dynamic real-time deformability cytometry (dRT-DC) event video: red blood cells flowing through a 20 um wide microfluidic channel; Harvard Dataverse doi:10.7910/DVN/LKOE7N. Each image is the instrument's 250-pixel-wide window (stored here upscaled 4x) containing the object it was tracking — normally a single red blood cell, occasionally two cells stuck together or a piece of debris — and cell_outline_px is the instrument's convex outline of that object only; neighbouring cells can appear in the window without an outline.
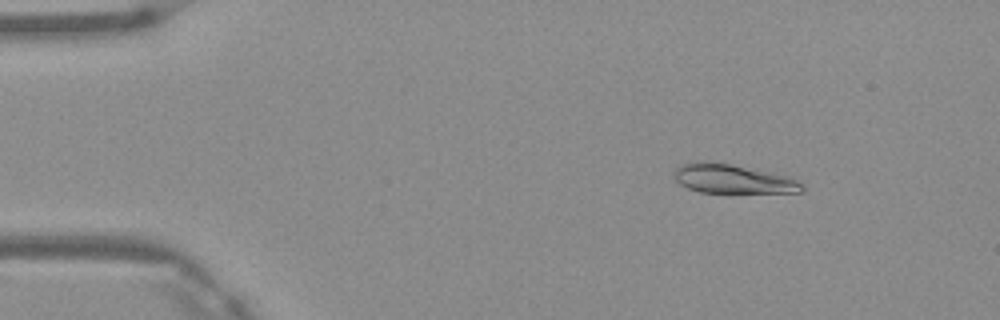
{"species": "Egyptian fruit bat (a non-hibernating species)", "species_latin": "Rousettus aegyptiacus", "temperature_condition": "warm", "stored_images_in_passage": 4, "camera_frame_rate_fps": 3000, "um_per_image_px": 0.085, "frame": {"image": 1, "passage_image": 2, "time_ms": 0.333, "image_size_px": [1000, 320], "cell_outline_px": [[804, 192], [700, 192], [688, 188], [680, 184], [676, 180], [672, 172], [680, 164], [700, 160], [708, 160], [772, 172], [788, 176], [804, 184]], "centroid_in_image_um": [62.26, 15.18], "position_along_channel_um": 22.7, "area_um2": 21.79}}